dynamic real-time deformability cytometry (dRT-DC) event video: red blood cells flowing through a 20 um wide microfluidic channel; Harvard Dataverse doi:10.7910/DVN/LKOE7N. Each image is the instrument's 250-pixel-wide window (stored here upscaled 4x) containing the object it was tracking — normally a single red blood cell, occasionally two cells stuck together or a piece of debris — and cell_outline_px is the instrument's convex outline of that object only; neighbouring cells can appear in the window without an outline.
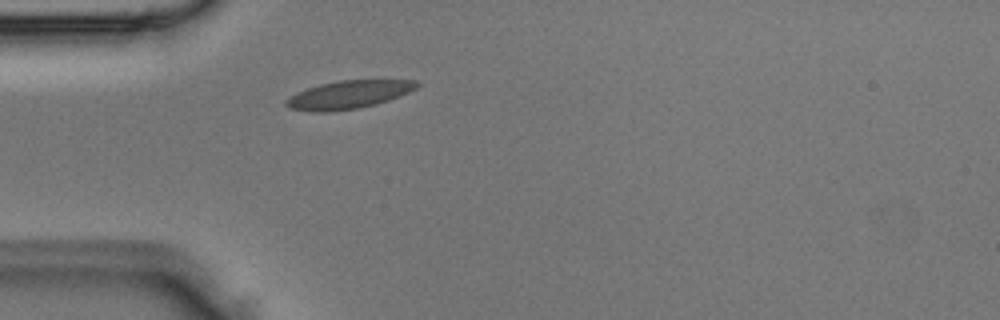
{"species": "Egyptian fruit bat (a non-hibernating species)", "species_latin": "Rousettus aegyptiacus", "temperature_condition": "room temperature", "stored_images_in_passage": 2, "camera_frame_rate_fps": 3000, "um_per_image_px": 0.085, "animal": {"sex": "male"}, "frame": {"image": 1, "passage_image": 2, "time_ms": 0.333, "image_size_px": [1000, 320], "cell_outline_px": [[420, 84], [416, 88], [408, 92], [388, 100], [376, 104], [356, 108], [324, 112], [312, 112], [292, 108], [284, 104], [284, 100], [296, 92], [320, 84], [340, 80], [416, 80]], "centroid_in_image_um": [29.6, 8.04], "position_along_channel_um": 55.4, "area_um2": 21.15}}